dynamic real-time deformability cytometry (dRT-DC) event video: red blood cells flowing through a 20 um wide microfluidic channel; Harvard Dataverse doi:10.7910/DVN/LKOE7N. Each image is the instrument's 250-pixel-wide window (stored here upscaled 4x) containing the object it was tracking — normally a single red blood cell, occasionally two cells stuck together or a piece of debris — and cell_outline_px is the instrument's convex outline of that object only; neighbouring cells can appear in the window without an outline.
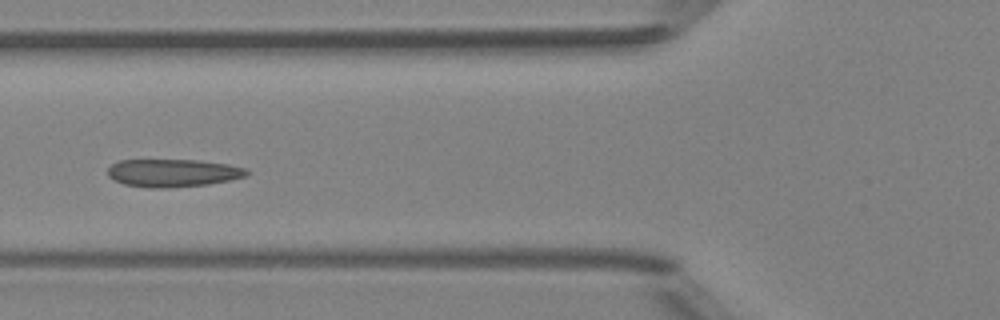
{"species": "Egyptian fruit bat (a non-hibernating species)", "species_latin": "Rousettus aegyptiacus", "temperature_condition": "room temperature", "stored_images_in_passage": 7, "camera_frame_rate_fps": 3000, "um_per_image_px": 0.085, "animal": {"sex": "female"}, "frame": {"image": 1, "passage_image": 6, "time_ms": 6.0, "image_size_px": [1000, 320], "cell_outline_px": [[248, 176], [208, 184], [164, 188], [148, 188], [124, 184], [112, 180], [108, 176], [108, 168], [112, 164], [120, 160], [200, 160], [228, 164], [248, 168]], "centroid_in_image_um": [14.69, 14.7], "position_along_channel_um": 111.1, "area_um2": 22.66}}
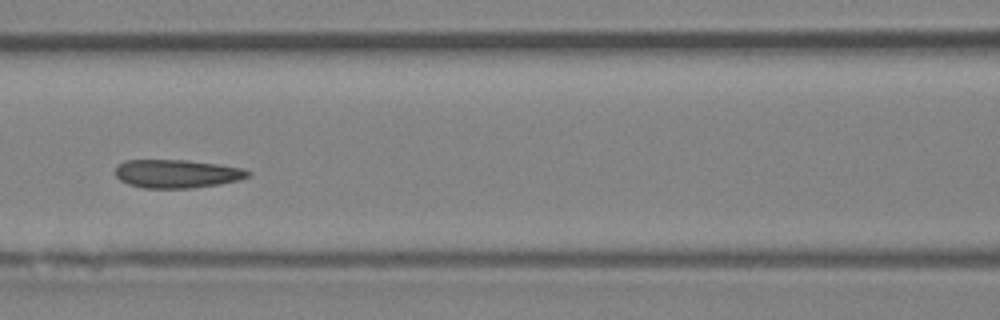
{"frame": {"image": 2, "passage_image": 7, "time_ms": 7.0, "image_size_px": [1000, 320], "cell_outline_px": [[252, 176], [240, 180], [192, 188], [144, 188], [128, 184], [120, 180], [116, 176], [116, 164], [124, 160], [188, 160], [220, 164], [244, 168], [252, 172]], "centroid_in_image_um": [15.06, 14.76], "position_along_channel_um": 151.5, "area_um2": 22.2}}